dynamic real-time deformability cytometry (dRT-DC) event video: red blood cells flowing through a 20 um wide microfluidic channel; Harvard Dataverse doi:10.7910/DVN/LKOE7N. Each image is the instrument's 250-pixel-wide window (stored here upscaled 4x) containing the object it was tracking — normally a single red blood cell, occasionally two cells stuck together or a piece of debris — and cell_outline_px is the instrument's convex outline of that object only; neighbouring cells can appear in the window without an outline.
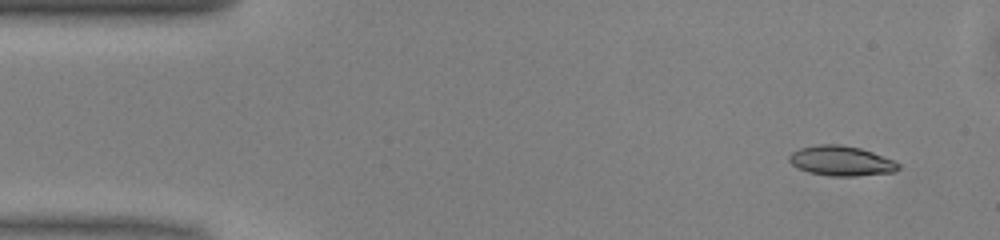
{"species": "common noctule bat (a hibernating species)", "species_latin": "Nyctalus noctula", "temperature_condition": "warm", "stored_images_in_passage": 47, "camera_frame_rate_fps": 3000, "um_per_image_px": 0.085, "animal": {"sex": "male", "body_mass_g": 13.0, "forearm_length_mm": 53.1}, "frame": {"image": 1, "passage_image": 1, "time_ms": 0.0, "image_size_px": [1000, 240], "cell_outline_px": [[900, 168], [896, 172], [856, 176], [832, 176], [808, 172], [792, 164], [788, 160], [788, 156], [792, 152], [800, 148], [820, 144], [840, 144], [860, 148], [872, 152], [892, 160], [900, 164]], "centroid_in_image_um": [71.51, 13.68], "position_along_channel_um": 13.5, "area_um2": 18.96}}
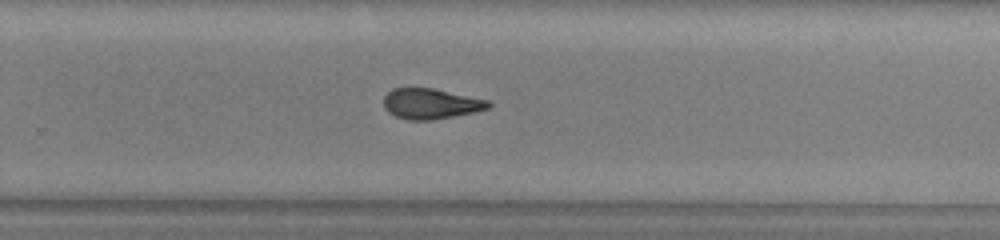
{"frame": {"image": 2, "passage_image": 29, "time_ms": 9.333, "image_size_px": [1000, 240], "cell_outline_px": [[492, 104], [488, 108], [476, 112], [432, 120], [408, 120], [396, 116], [388, 112], [384, 108], [384, 96], [392, 88], [432, 88], [488, 100]], "centroid_in_image_um": [36.6, 8.82], "position_along_channel_um": 293.2, "area_um2": 18.55}}
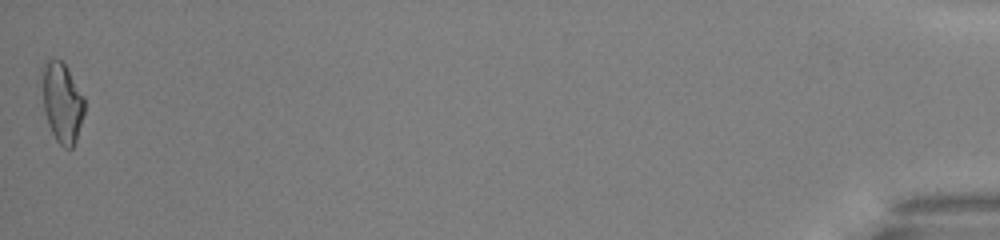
{"frame": {"image": 3, "passage_image": 47, "time_ms": 15.333, "image_size_px": [1000, 240], "cell_outline_px": [[84, 112], [76, 140], [72, 148], [64, 148], [56, 140], [48, 124], [44, 112], [40, 72], [40, 68], [48, 60], [60, 60], [68, 68], [84, 96]], "centroid_in_image_um": [5.25, 8.68], "position_along_channel_um": 429.9, "area_um2": 19.94}, "authors_computed_cell_mechanics": {"area_um2": 19.0162, "velocity_mm_per_s": 4.0803, "shape_relaxation_time_tau1_ms": 6.2881, "shape_relaxation_time_tau2_ms": 2.9122, "deformation_change_tau1": 0.1838, "deformation_change_tau2": 0.1123}}